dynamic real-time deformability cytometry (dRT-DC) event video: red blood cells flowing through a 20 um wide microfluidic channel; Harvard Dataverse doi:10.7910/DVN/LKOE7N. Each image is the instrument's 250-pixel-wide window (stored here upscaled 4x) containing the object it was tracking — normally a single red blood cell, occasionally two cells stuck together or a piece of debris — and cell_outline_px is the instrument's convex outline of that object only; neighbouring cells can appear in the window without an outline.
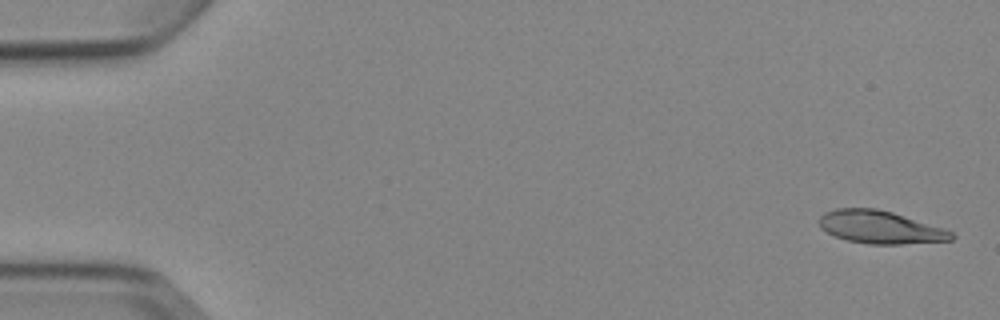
{"species": "Egyptian fruit bat (a non-hibernating species)", "species_latin": "Rousettus aegyptiacus", "temperature_condition": "cold", "stored_images_in_passage": 6, "camera_frame_rate_fps": 3000, "um_per_image_px": 0.085, "animal": {"sex": "female"}, "frame": {"image": 1, "passage_image": 1, "time_ms": 0.0, "image_size_px": [1000, 320], "cell_outline_px": [[956, 236], [952, 240], [900, 244], [868, 244], [848, 240], [836, 236], [820, 228], [820, 216], [824, 212], [836, 208], [876, 208], [892, 212], [944, 228], [952, 232]], "centroid_in_image_um": [74.83, 19.3], "position_along_channel_um": 10.2, "area_um2": 25.14}}